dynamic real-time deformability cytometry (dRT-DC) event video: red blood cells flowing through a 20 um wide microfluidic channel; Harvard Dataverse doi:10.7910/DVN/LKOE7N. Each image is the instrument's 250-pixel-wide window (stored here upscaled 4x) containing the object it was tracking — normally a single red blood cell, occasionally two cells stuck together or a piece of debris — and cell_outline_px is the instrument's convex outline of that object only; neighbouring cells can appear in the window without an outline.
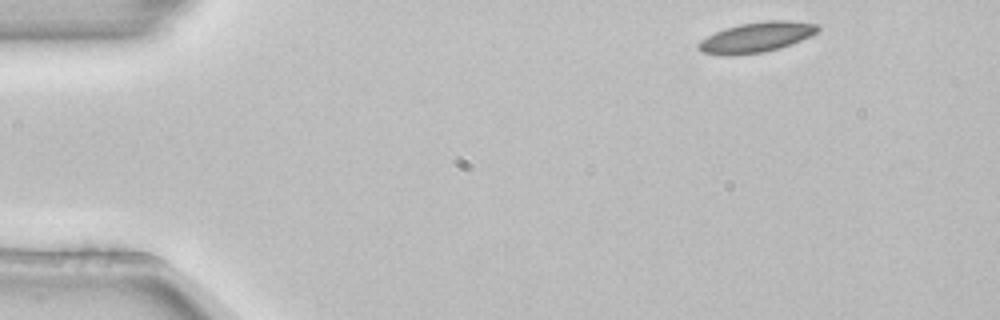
{"species": "common noctule bat (a hibernating species)", "species_latin": "Nyctalus noctula", "temperature_condition": "room temperature", "stored_images_in_passage": 5, "segment_of_instrument_passage": [2, 2], "camera_frame_rate_fps": 3000, "um_per_image_px": 0.085, "animal": {"sex": "female", "body_mass_g": 22.7, "forearm_length_mm": 54.2}, "frame": {"image": 1, "passage_image": 5, "time_ms": 1.333, "image_size_px": [1000, 320], "cell_outline_px": [[820, 28], [816, 32], [792, 44], [780, 48], [764, 52], [732, 56], [724, 56], [700, 52], [696, 44], [700, 40], [724, 28], [740, 24], [764, 20], [788, 20], [820, 24]], "centroid_in_image_um": [64.26, 3.17], "position_along_channel_um": 20.7, "area_um2": 21.21}}